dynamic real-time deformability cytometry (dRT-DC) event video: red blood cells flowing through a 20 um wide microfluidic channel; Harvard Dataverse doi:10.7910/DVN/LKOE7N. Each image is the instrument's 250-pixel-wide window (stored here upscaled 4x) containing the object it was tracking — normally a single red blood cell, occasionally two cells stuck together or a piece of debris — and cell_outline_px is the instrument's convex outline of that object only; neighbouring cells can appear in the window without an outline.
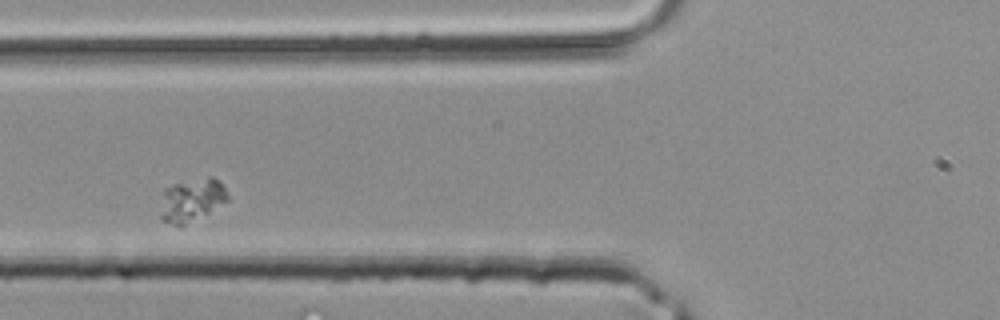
{"species": "common noctule bat (a hibernating species)", "species_latin": "Nyctalus noctula", "temperature_condition": "room temperature", "stored_images_in_passage": 39, "segment_of_instrument_passage": [2, 2], "camera_frame_rate_fps": 3000, "um_per_image_px": 0.085, "animal": {"sex": "male", "body_mass_g": 20.4}, "frame": {"image": 1, "passage_image": 16, "time_ms": 5.0, "image_size_px": [1000, 320], "cell_outline_px": [[228, 200], [208, 212], [180, 228], [176, 228], [160, 220], [160, 216], [164, 188], [176, 184], [208, 176], [212, 176], [224, 188], [228, 196]], "centroid_in_image_um": [16.24, 17.05], "position_along_channel_um": 109.6, "area_um2": 16.76}}
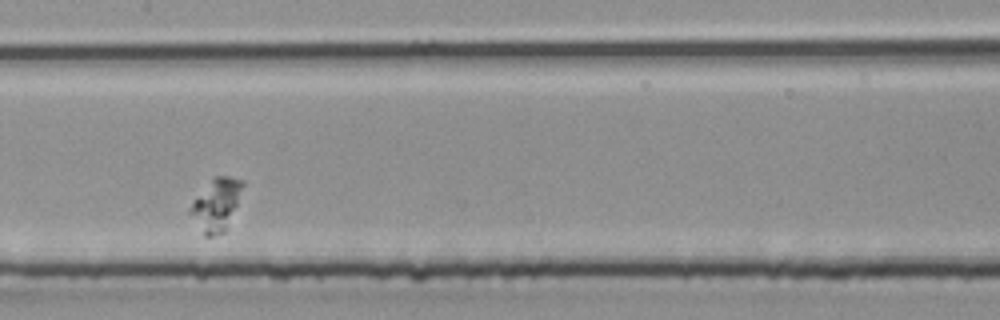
{"frame": {"image": 2, "passage_image": 21, "time_ms": 6.667, "image_size_px": [1000, 320], "cell_outline_px": [[244, 184], [236, 204], [224, 232], [212, 236], [204, 236], [188, 212], [188, 208], [192, 200], [212, 176], [228, 176], [244, 180]], "centroid_in_image_um": [18.32, 17.36], "position_along_channel_um": 189.1, "area_um2": 15.95}}
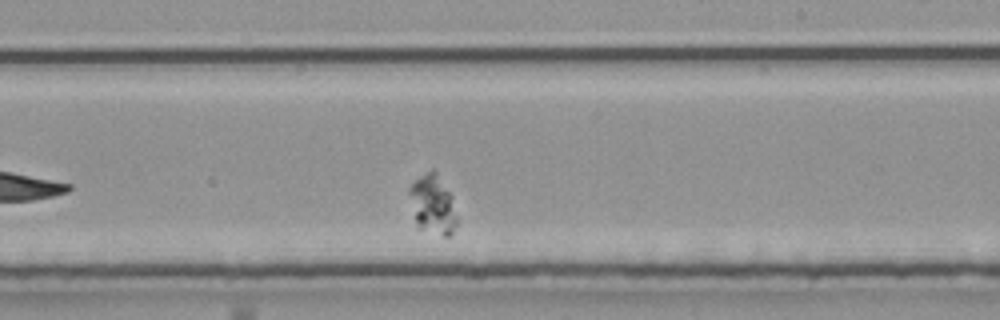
{"frame": {"image": 3, "passage_image": 25, "time_ms": 8.0, "image_size_px": [1000, 320], "cell_outline_px": [[456, 224], [452, 232], [448, 236], [444, 236], [416, 228], [408, 192], [408, 188], [420, 176], [432, 168], [436, 172], [452, 196], [456, 220]], "centroid_in_image_um": [36.74, 17.39], "position_along_channel_um": 252.3, "area_um2": 16.36}}